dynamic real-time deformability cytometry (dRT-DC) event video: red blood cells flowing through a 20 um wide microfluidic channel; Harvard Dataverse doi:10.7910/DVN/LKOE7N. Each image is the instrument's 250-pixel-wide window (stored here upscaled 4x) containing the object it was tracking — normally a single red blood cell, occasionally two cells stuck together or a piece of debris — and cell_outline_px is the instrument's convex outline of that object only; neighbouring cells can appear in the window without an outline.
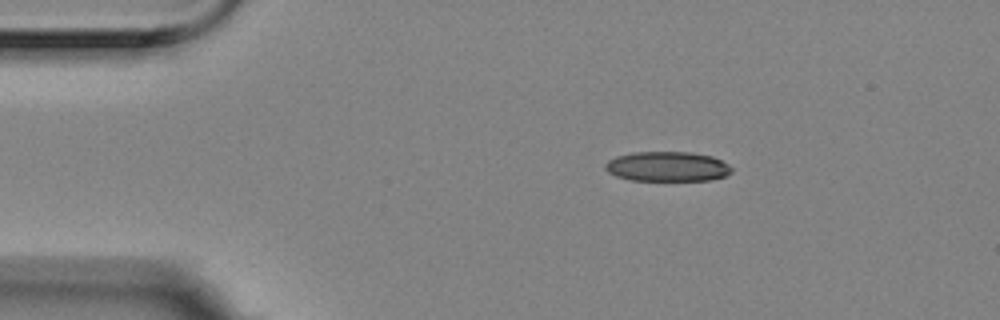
{"species": "Egyptian fruit bat (a non-hibernating species)", "species_latin": "Rousettus aegyptiacus", "temperature_condition": "room temperature", "stored_images_in_passage": 2, "camera_frame_rate_fps": 3000, "um_per_image_px": 0.085, "animal": {"sex": "female"}, "frame": {"image": 1, "passage_image": 1, "time_ms": 0.0, "image_size_px": [1000, 320], "cell_outline_px": [[732, 172], [724, 176], [712, 180], [632, 180], [616, 176], [608, 172], [604, 168], [604, 164], [608, 160], [616, 156], [632, 152], [688, 152], [712, 156], [728, 164], [732, 168]], "centroid_in_image_um": [56.7, 14.15], "position_along_channel_um": 28.3, "area_um2": 21.96}}